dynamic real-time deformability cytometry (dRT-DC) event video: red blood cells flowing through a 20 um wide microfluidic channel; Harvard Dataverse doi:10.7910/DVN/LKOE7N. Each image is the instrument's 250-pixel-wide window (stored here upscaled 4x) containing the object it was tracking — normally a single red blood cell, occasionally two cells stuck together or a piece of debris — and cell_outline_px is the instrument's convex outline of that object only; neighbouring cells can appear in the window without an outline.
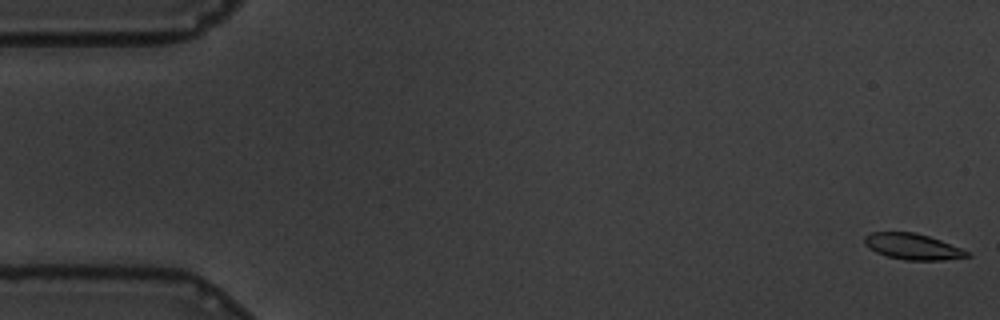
{"species": "common noctule bat (a hibernating species)", "species_latin": "Nyctalus noctula", "temperature_condition": "warm", "stored_images_in_passage": 58, "camera_frame_rate_fps": 3000, "um_per_image_px": 0.085, "animal": {"sex": "male", "body_mass_g": 19.5, "forearm_length_mm": 54.6}, "frame": {"image": 1, "passage_image": 1, "time_ms": 0.0, "image_size_px": [1000, 320], "cell_outline_px": [[972, 256], [944, 260], [904, 260], [888, 256], [876, 252], [868, 248], [864, 244], [864, 236], [872, 232], [912, 232], [928, 236], [940, 240], [960, 248], [968, 252]], "centroid_in_image_um": [77.55, 20.96], "position_along_channel_um": 7.5, "area_um2": 15.43}}
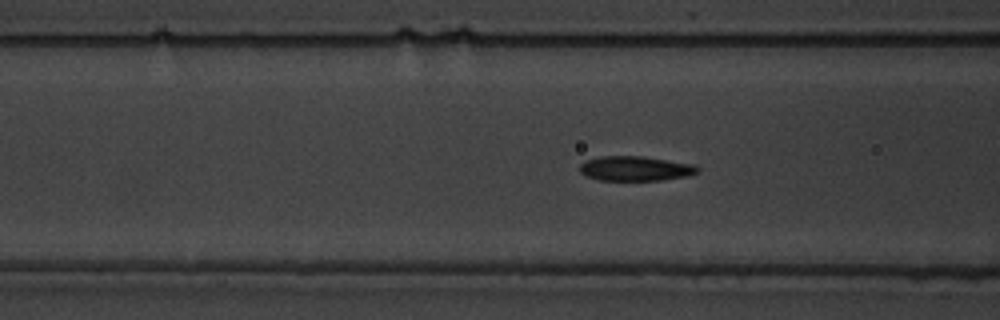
{"frame": {"image": 2, "passage_image": 22, "time_ms": 7.0, "image_size_px": [1000, 320], "cell_outline_px": [[700, 168], [696, 172], [688, 176], [660, 180], [600, 180], [588, 176], [580, 172], [580, 164], [584, 160], [600, 156], [644, 156], [696, 164]], "centroid_in_image_um": [54.02, 14.31], "position_along_channel_um": 112.6, "area_um2": 17.05}}
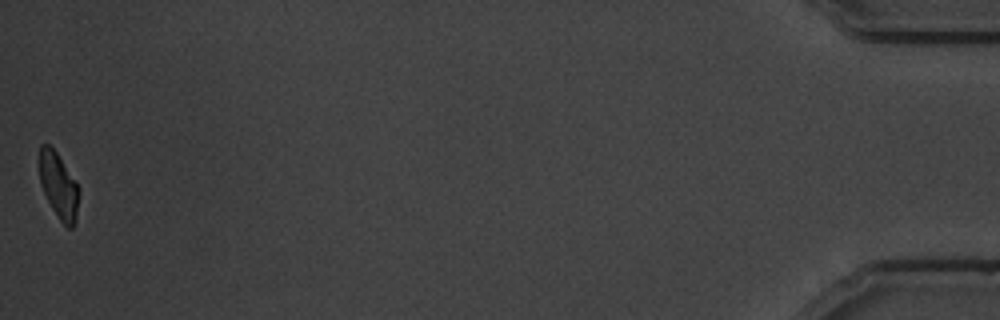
{"frame": {"image": 3, "passage_image": 58, "time_ms": 19.0, "image_size_px": [1000, 320], "cell_outline_px": [[80, 192], [76, 220], [72, 228], [68, 228], [60, 220], [52, 208], [40, 184], [40, 144], [48, 144], [56, 152], [80, 188]], "centroid_in_image_um": [5.01, 15.81], "position_along_channel_um": 430.2, "area_um2": 14.97}, "authors_computed_cell_mechanics": {"area_um2": 16.762, "velocity_mm_per_s": 3.4693, "shape_relaxation_time_tau1_ms": 4.7648, "shape_relaxation_time_tau2_ms": 2.0163, "deformation_change_tau1": 0.1665, "deformation_change_tau2": 0.0584}}